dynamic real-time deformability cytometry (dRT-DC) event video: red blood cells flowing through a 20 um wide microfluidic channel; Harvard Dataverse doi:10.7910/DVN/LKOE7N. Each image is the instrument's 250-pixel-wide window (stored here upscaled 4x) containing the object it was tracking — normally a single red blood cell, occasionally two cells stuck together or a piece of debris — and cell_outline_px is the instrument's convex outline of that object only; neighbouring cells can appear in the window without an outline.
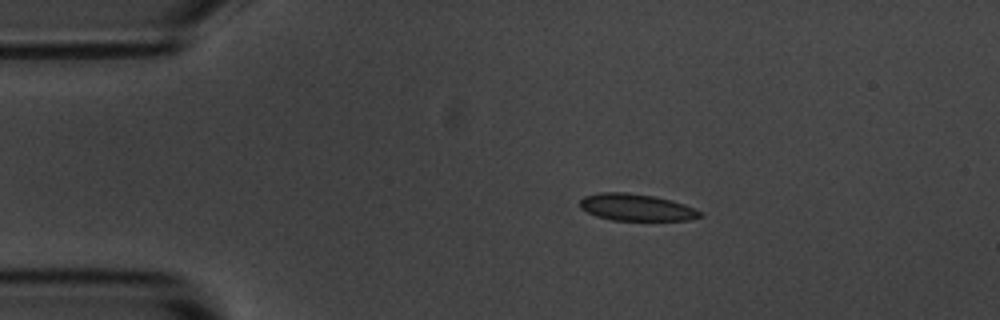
{"species": "common noctule bat (a hibernating species)", "species_latin": "Nyctalus noctula", "temperature_condition": "room temperature", "stored_images_in_passage": 13, "camera_frame_rate_fps": 3000, "um_per_image_px": 0.085, "animal": {"sex": "male", "body_mass_g": 20.1, "forearm_length_mm": 53.5}, "frame": {"image": 1, "passage_image": 1, "time_ms": 0.0, "image_size_px": [1000, 320], "cell_outline_px": [[704, 216], [688, 220], [612, 220], [596, 216], [580, 208], [580, 200], [584, 196], [600, 192], [628, 192], [652, 196], [672, 200], [684, 204], [700, 212]], "centroid_in_image_um": [54.06, 17.62], "position_along_channel_um": 30.9, "area_um2": 18.73}}
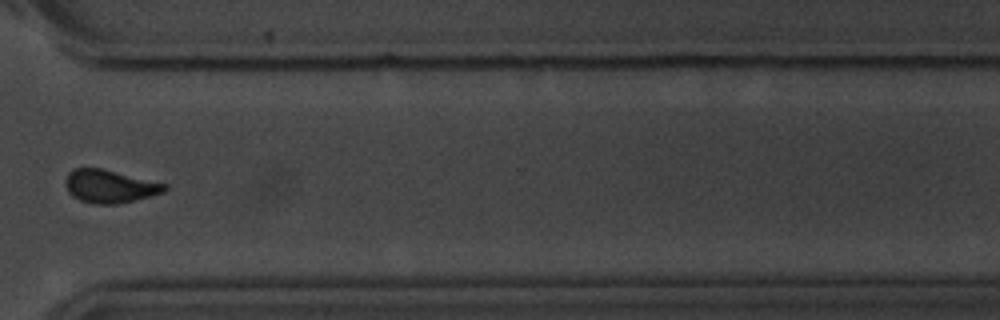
{"frame": {"image": 2, "passage_image": 10, "time_ms": 10.333, "image_size_px": [1000, 320], "cell_outline_px": [[168, 188], [164, 192], [136, 200], [116, 204], [92, 204], [80, 200], [72, 196], [68, 192], [64, 184], [68, 172], [76, 168], [100, 168], [168, 184]], "centroid_in_image_um": [9.32, 15.84], "position_along_channel_um": 361.3, "area_um2": 19.13}}
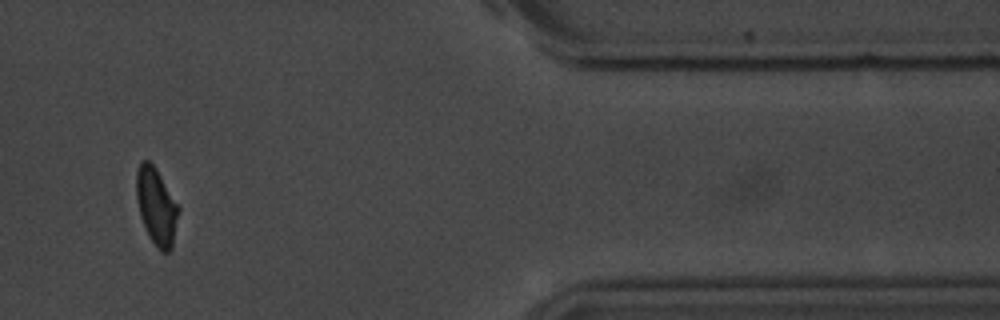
{"frame": {"image": 3, "passage_image": 11, "time_ms": 12.333, "image_size_px": [1000, 320], "cell_outline_px": [[180, 208], [172, 248], [168, 252], [160, 252], [148, 236], [140, 212], [136, 196], [136, 172], [140, 160], [148, 160], [156, 168]], "centroid_in_image_um": [13.3, 17.54], "position_along_channel_um": 398.1, "area_um2": 18.84}, "authors_computed_cell_mechanics": {"area_um2": 19.1318, "velocity_mm_per_s": 3.6341, "shape_relaxation_time_tau1_ms": 2.1363, "shape_relaxation_time_tau2_ms": 1.0388, "deformation_change_tau1": 0.0832, "deformation_change_tau2": 0.0472}}